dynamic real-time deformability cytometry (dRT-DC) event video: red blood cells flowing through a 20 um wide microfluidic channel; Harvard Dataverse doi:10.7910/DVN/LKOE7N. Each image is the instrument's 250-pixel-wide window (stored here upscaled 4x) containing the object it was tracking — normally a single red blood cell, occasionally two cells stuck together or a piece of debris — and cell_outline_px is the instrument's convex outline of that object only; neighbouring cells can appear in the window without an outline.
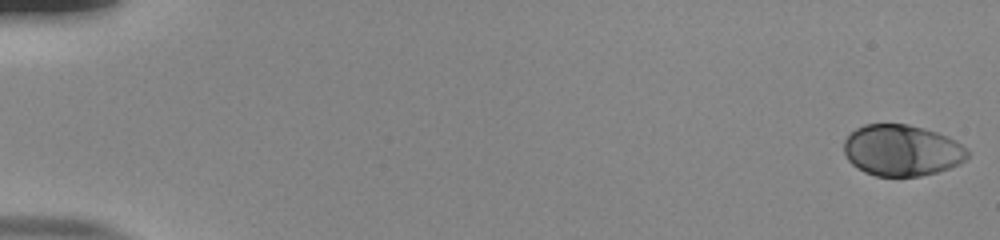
{"species": "human", "species_latin": "Homo sapiens", "temperature_condition": "room temperature", "stored_images_in_passage": 55, "camera_frame_rate_fps": 3000, "um_per_image_px": 0.085, "donor": {"sex": "male"}, "frame": {"image": 1, "passage_image": 1, "time_ms": 0.0, "image_size_px": [1000, 240], "cell_outline_px": [[968, 156], [960, 164], [936, 172], [920, 176], [876, 176], [864, 172], [852, 164], [848, 160], [844, 152], [844, 140], [856, 128], [864, 124], [908, 124], [924, 128], [948, 136], [956, 140], [968, 148]], "centroid_in_image_um": [76.67, 12.77], "position_along_channel_um": 8.3, "area_um2": 37.05}}
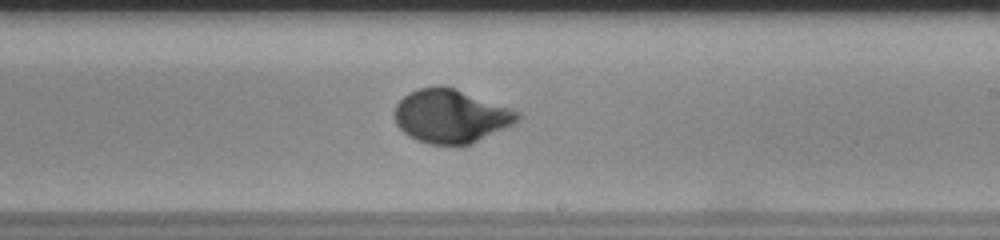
{"frame": {"image": 2, "passage_image": 34, "time_ms": 11.0, "image_size_px": [1000, 240], "cell_outline_px": [[520, 120], [472, 144], [428, 144], [416, 140], [408, 136], [396, 124], [392, 112], [396, 104], [408, 92], [420, 88], [440, 84], [456, 88], [520, 112]], "centroid_in_image_um": [38.28, 9.85], "position_along_channel_um": 250.7, "area_um2": 38.49}}
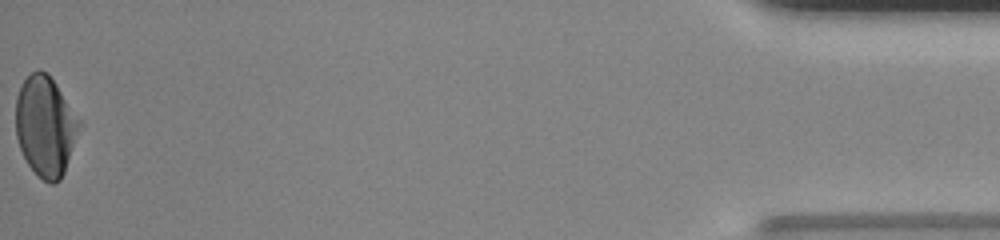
{"frame": {"image": 3, "passage_image": 55, "time_ms": 18.0, "image_size_px": [1000, 240], "cell_outline_px": [[80, 124], [64, 172], [60, 180], [52, 184], [48, 184], [28, 164], [20, 148], [16, 136], [16, 96], [24, 80], [36, 68], [40, 68], [48, 72], [80, 120]], "centroid_in_image_um": [3.83, 10.68], "position_along_channel_um": 431.4, "area_um2": 36.59}, "authors_computed_cell_mechanics": {"area_um2": 37.0498, "velocity_mm_per_s": 3.8261, "shape_relaxation_time_tau1_ms": 3.6204, "shape_relaxation_time_tau2_ms": null, "deformation_change_tau1": 0.1845, "deformation_change_tau2": null}}